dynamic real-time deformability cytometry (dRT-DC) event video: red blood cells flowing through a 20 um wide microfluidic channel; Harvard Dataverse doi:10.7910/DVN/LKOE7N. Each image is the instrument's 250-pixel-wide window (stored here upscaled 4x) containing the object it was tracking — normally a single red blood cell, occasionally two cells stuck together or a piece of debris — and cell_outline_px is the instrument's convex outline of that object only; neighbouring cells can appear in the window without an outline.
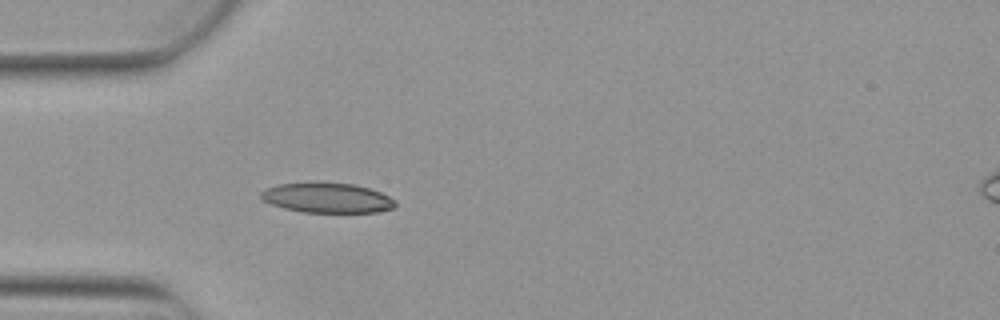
{"species": "Egyptian fruit bat (a non-hibernating species)", "species_latin": "Rousettus aegyptiacus", "temperature_condition": "warm", "stored_images_in_passage": 4, "camera_frame_rate_fps": 3000, "um_per_image_px": 0.085, "animal": {"sex": "female"}, "frame": {"image": 1, "passage_image": 4, "time_ms": 1.0, "image_size_px": [1000, 320], "cell_outline_px": [[396, 204], [392, 208], [376, 212], [300, 212], [284, 208], [272, 204], [264, 200], [260, 196], [260, 192], [264, 188], [276, 184], [356, 184], [380, 192], [396, 200]], "centroid_in_image_um": [27.8, 16.83], "position_along_channel_um": 57.2, "area_um2": 22.95}}